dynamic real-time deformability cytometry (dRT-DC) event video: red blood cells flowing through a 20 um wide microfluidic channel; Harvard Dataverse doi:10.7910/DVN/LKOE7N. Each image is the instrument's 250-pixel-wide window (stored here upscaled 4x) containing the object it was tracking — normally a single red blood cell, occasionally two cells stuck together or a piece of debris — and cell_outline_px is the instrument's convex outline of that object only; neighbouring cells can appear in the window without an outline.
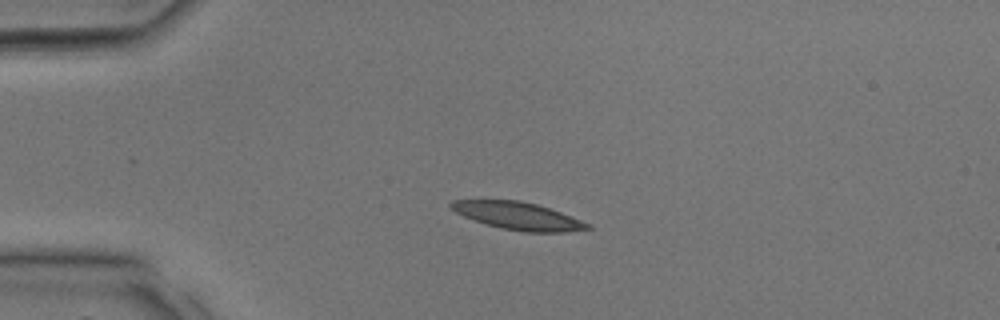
{"species": "common noctule bat (a hibernating species)", "species_latin": "Nyctalus noctula", "temperature_condition": "room temperature", "stored_images_in_passage": 31, "camera_frame_rate_fps": 3000, "um_per_image_px": 0.085, "animal": {"sex": "male", "body_mass_g": 17.9, "forearm_length_mm": 54.2}, "frame": {"image": 1, "passage_image": 7, "time_ms": 2.0, "image_size_px": [1000, 320], "cell_outline_px": [[592, 228], [564, 232], [524, 232], [500, 228], [484, 224], [464, 216], [448, 208], [448, 204], [452, 200], [520, 200], [536, 204], [560, 212], [592, 224]], "centroid_in_image_um": [44.0, 18.35], "position_along_channel_um": 41.0, "area_um2": 21.96}}
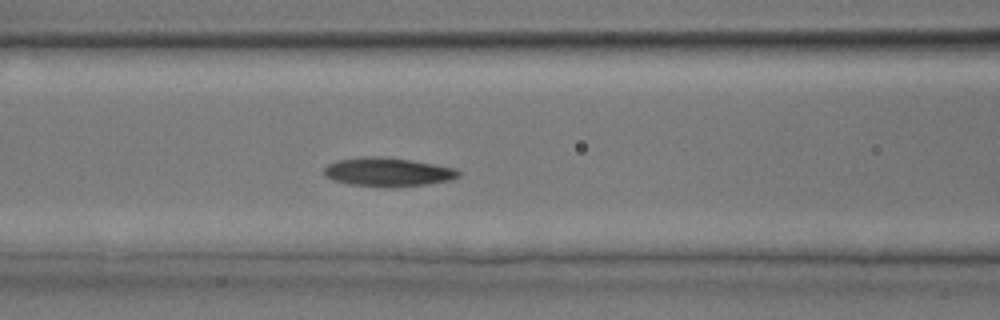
{"frame": {"image": 2, "passage_image": 13, "time_ms": 4.0, "image_size_px": [1000, 320], "cell_outline_px": [[460, 176], [448, 180], [424, 184], [384, 188], [348, 184], [332, 180], [324, 176], [324, 168], [328, 164], [336, 160], [372, 156], [376, 156], [412, 160], [452, 168], [460, 172]], "centroid_in_image_um": [32.88, 14.63], "position_along_channel_um": 133.7, "area_um2": 22.37}}
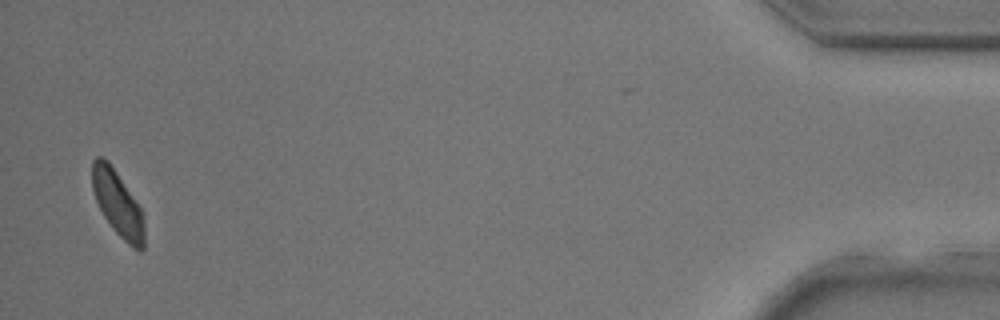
{"frame": {"image": 3, "passage_image": 31, "time_ms": 10.0, "image_size_px": [1000, 320], "cell_outline_px": [[144, 248], [140, 252], [132, 248], [112, 228], [104, 216], [96, 200], [92, 188], [92, 160], [96, 156], [100, 156], [108, 160], [140, 208], [144, 216]], "centroid_in_image_um": [10.0, 17.32], "position_along_channel_um": 425.2, "area_um2": 19.65}}